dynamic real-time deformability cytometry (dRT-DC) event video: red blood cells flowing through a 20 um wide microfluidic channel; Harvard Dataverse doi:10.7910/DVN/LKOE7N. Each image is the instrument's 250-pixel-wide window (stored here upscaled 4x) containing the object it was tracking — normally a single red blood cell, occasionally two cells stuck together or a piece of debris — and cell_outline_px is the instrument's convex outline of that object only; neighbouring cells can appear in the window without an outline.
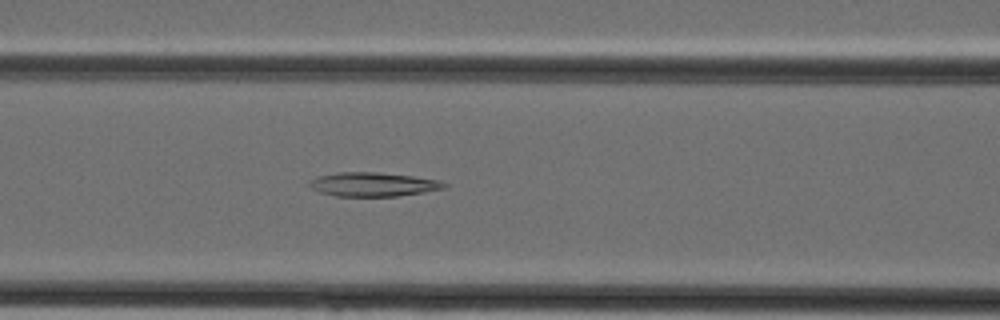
{"species": "Egyptian fruit bat (a non-hibernating species)", "species_latin": "Rousettus aegyptiacus", "temperature_condition": "cold", "stored_images_in_passage": 38, "camera_frame_rate_fps": 3000, "um_per_image_px": 0.085, "animal": {"sex": "female"}, "frame": {"image": 1, "passage_image": 15, "time_ms": 4.667, "image_size_px": [1000, 320], "cell_outline_px": [[448, 188], [400, 196], [336, 196], [320, 192], [312, 188], [308, 184], [308, 180], [320, 176], [340, 172], [380, 172], [412, 176], [440, 180], [448, 184]], "centroid_in_image_um": [31.76, 15.67], "position_along_channel_um": 134.8, "area_um2": 18.96}}
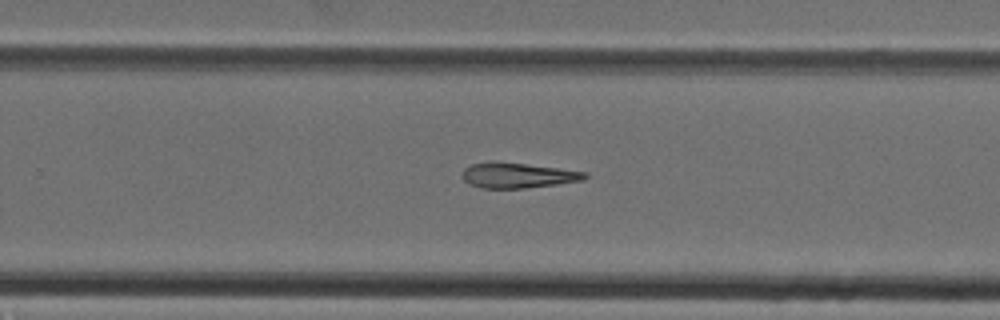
{"frame": {"image": 2, "passage_image": 24, "time_ms": 7.667, "image_size_px": [1000, 320], "cell_outline_px": [[588, 176], [584, 180], [556, 184], [524, 188], [480, 188], [468, 184], [460, 176], [464, 168], [472, 164], [488, 160], [496, 160], [588, 172]], "centroid_in_image_um": [43.94, 14.89], "position_along_channel_um": 285.9, "area_um2": 18.38}}
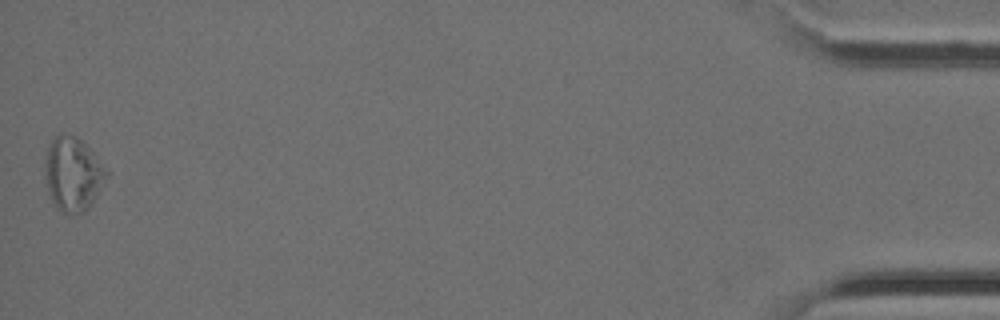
{"frame": {"image": 3, "passage_image": 38, "time_ms": 12.333, "image_size_px": [1000, 320], "cell_outline_px": [[112, 172], [88, 208], [84, 212], [68, 216], [52, 200], [48, 192], [44, 164], [48, 144], [60, 132], [76, 136]], "centroid_in_image_um": [6.23, 14.78], "position_along_channel_um": 429.0, "area_um2": 26.65}}